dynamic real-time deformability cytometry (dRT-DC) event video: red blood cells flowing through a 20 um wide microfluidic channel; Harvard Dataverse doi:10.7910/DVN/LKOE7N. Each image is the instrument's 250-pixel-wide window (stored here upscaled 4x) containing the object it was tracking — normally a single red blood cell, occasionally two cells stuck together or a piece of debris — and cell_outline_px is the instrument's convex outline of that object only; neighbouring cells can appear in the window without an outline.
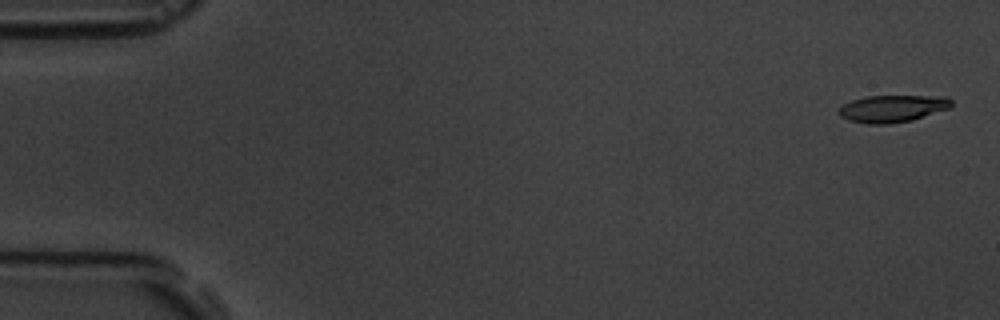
{"species": "common noctule bat (a hibernating species)", "species_latin": "Nyctalus noctula", "temperature_condition": "room temperature", "stored_images_in_passage": 3, "camera_frame_rate_fps": 3000, "um_per_image_px": 0.085, "animal": {"sex": "male", "body_mass_g": 19.5, "forearm_length_mm": 54.6}, "frame": {"image": 1, "passage_image": 1, "time_ms": 0.0, "image_size_px": [1000, 320], "cell_outline_px": [[952, 104], [948, 108], [912, 120], [888, 124], [868, 124], [848, 120], [840, 116], [840, 108], [844, 104], [852, 100], [868, 96], [948, 96], [952, 100]], "centroid_in_image_um": [75.87, 9.22], "position_along_channel_um": 9.1, "area_um2": 17.63}}